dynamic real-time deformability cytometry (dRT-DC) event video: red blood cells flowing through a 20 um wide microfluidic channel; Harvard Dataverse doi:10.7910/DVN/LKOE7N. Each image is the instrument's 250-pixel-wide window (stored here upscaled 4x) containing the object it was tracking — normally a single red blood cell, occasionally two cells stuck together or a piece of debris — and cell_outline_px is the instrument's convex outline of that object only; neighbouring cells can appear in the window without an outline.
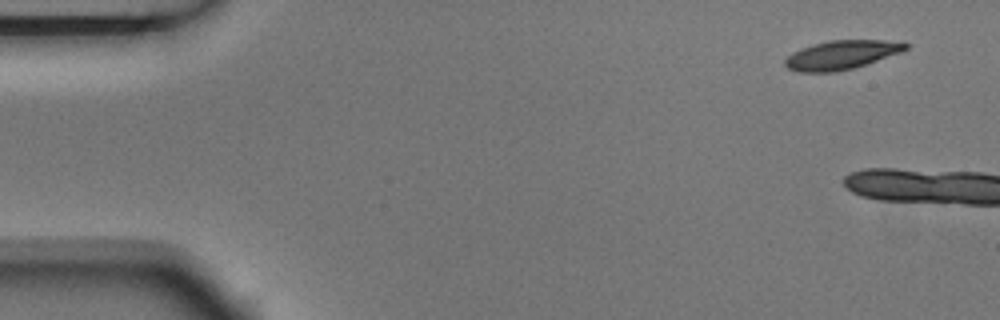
{"species": "Egyptian fruit bat (a non-hibernating species)", "species_latin": "Rousettus aegyptiacus", "temperature_condition": "room temperature", "stored_images_in_passage": 2, "camera_frame_rate_fps": 3000, "um_per_image_px": 0.085, "animal": {"sex": "male"}, "frame": {"image": 1, "passage_image": 1, "time_ms": 0.0, "image_size_px": [1000, 320], "cell_outline_px": [[908, 48], [900, 52], [852, 68], [836, 72], [800, 72], [788, 68], [784, 64], [784, 60], [792, 52], [800, 48], [812, 44], [828, 40], [904, 40], [908, 44]], "centroid_in_image_um": [71.52, 4.64], "position_along_channel_um": 13.5, "area_um2": 20.35}}